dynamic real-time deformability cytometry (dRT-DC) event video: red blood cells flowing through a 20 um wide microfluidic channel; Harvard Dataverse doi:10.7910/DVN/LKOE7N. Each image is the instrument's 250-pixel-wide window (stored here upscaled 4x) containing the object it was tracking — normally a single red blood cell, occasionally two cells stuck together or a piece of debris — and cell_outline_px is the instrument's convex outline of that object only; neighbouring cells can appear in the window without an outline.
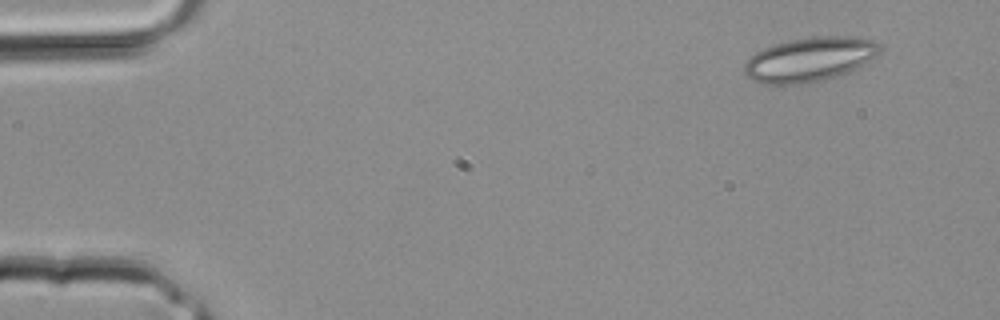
{"species": "common noctule bat (a hibernating species)", "species_latin": "Nyctalus noctula", "temperature_condition": "room temperature", "stored_images_in_passage": 3, "camera_frame_rate_fps": 3000, "um_per_image_px": 0.085, "animal": {"sex": "male", "body_mass_g": 20.4}, "frame": {"image": 1, "passage_image": 1, "time_ms": 0.0, "image_size_px": [1000, 320], "cell_outline_px": [[880, 52], [876, 56], [856, 68], [836, 76], [800, 84], [760, 84], [744, 76], [744, 64], [748, 56], [764, 48], [788, 40], [816, 36], [848, 36], [872, 40], [880, 44]], "centroid_in_image_um": [68.76, 5.05], "position_along_channel_um": 16.2, "area_um2": 34.85}}
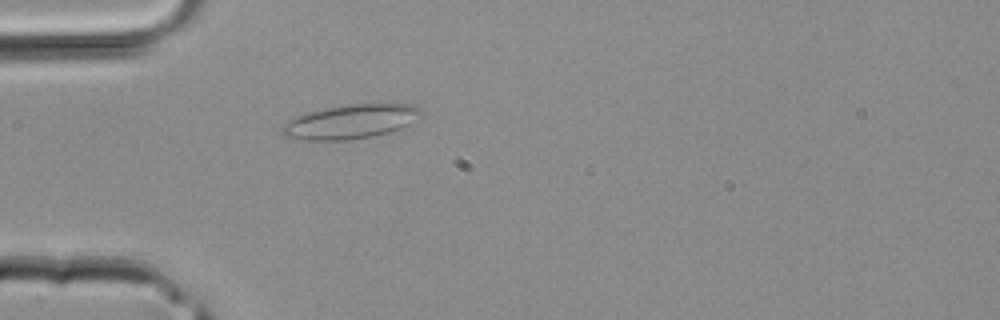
{"frame": {"image": 2, "passage_image": 3, "time_ms": 0.667, "image_size_px": [1000, 320], "cell_outline_px": [[424, 116], [400, 128], [388, 132], [372, 136], [344, 140], [304, 140], [284, 136], [280, 132], [280, 128], [284, 124], [308, 112], [328, 108], [352, 104], [412, 104], [420, 108], [424, 112]], "centroid_in_image_um": [29.85, 10.34], "position_along_channel_um": 55.1, "area_um2": 27.34}}